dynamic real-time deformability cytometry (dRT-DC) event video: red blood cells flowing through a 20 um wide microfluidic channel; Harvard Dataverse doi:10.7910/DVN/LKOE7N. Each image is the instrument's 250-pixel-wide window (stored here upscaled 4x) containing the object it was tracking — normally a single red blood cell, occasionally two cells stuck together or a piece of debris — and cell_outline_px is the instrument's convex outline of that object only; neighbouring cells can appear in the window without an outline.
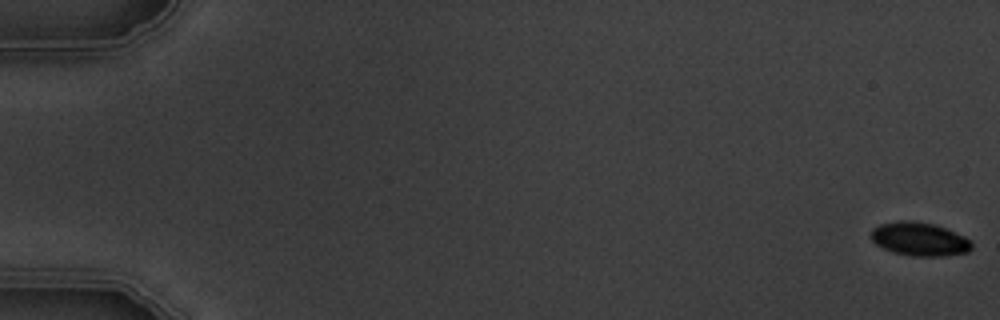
{"species": "common noctule bat (a hibernating species)", "species_latin": "Nyctalus noctula", "temperature_condition": "warm", "stored_images_in_passage": 6, "camera_frame_rate_fps": 3000, "um_per_image_px": 0.085, "animal": {"sex": "male", "body_mass_g": 19.5, "forearm_length_mm": 54.6}, "frame": {"image": 1, "passage_image": 1, "time_ms": 0.0, "image_size_px": [1000, 320], "cell_outline_px": [[972, 248], [968, 252], [944, 256], [912, 256], [892, 252], [876, 244], [872, 240], [872, 228], [880, 224], [900, 220], [912, 220], [932, 224], [944, 228], [964, 236], [972, 240]], "centroid_in_image_um": [78.16, 20.33], "position_along_channel_um": 6.8, "area_um2": 19.65}}
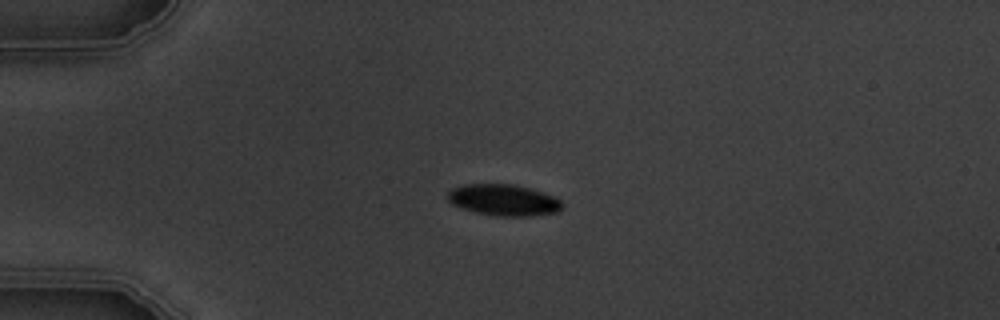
{"frame": {"image": 2, "passage_image": 5, "time_ms": 4.667, "image_size_px": [1000, 320], "cell_outline_px": [[564, 208], [560, 212], [528, 216], [496, 216], [476, 212], [452, 204], [448, 200], [448, 192], [452, 188], [464, 184], [516, 184], [544, 192], [560, 200], [564, 204]], "centroid_in_image_um": [42.86, 17.0], "position_along_channel_um": 42.1, "area_um2": 21.04}}